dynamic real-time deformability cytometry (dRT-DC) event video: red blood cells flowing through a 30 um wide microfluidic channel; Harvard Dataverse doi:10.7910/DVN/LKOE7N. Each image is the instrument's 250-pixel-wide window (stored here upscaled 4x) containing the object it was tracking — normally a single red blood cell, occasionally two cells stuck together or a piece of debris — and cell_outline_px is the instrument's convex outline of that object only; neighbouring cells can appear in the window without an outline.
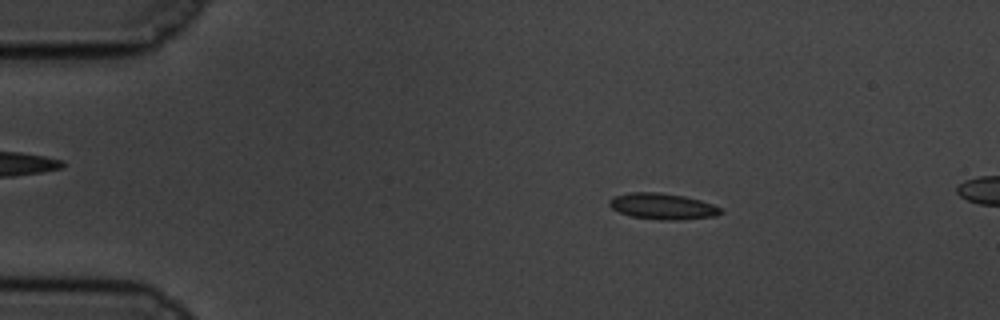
{"species": "common noctule bat (a hibernating species)", "species_latin": "Nyctalus noctula", "temperature_condition": "cold", "stored_images_in_passage": 17, "camera_frame_rate_fps": 3000, "um_per_image_px": 0.085, "animal": {"sex": "male", "body_mass_g": 19.5, "forearm_length_mm": 54.6}, "frame": {"image": 1, "passage_image": 10, "time_ms": 3.0, "image_size_px": [1000, 320], "cell_outline_px": [[724, 212], [716, 216], [680, 220], [660, 220], [628, 216], [612, 208], [608, 204], [608, 200], [612, 196], [628, 192], [660, 192], [684, 196], [700, 200], [712, 204], [720, 208]], "centroid_in_image_um": [56.29, 17.53], "position_along_channel_um": 28.7, "area_um2": 17.17}}